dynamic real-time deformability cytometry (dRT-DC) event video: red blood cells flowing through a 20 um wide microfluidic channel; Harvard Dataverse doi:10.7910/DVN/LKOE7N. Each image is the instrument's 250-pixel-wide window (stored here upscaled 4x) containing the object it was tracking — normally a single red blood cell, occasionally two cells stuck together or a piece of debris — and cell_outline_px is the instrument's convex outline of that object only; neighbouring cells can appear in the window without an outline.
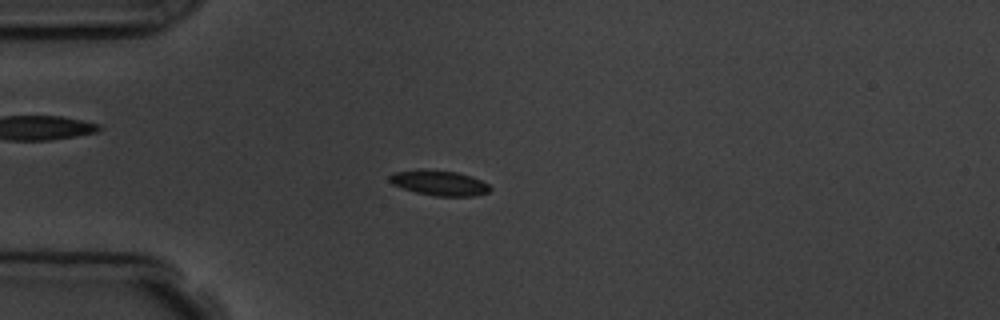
{"species": "common noctule bat (a hibernating species)", "species_latin": "Nyctalus noctula", "temperature_condition": "room temperature", "stored_images_in_passage": 1, "camera_frame_rate_fps": 3000, "um_per_image_px": 0.085, "animal": {"sex": "male", "body_mass_g": 19.5, "forearm_length_mm": 54.6}, "frame": {"image": 1, "passage_image": 1, "time_ms": 0.0, "image_size_px": [1000, 320], "cell_outline_px": [[492, 188], [488, 192], [476, 196], [436, 196], [416, 192], [392, 184], [388, 180], [388, 176], [392, 172], [420, 168], [456, 172], [472, 176], [488, 184]], "centroid_in_image_um": [37.31, 15.53], "position_along_channel_um": 47.7, "area_um2": 14.91}}